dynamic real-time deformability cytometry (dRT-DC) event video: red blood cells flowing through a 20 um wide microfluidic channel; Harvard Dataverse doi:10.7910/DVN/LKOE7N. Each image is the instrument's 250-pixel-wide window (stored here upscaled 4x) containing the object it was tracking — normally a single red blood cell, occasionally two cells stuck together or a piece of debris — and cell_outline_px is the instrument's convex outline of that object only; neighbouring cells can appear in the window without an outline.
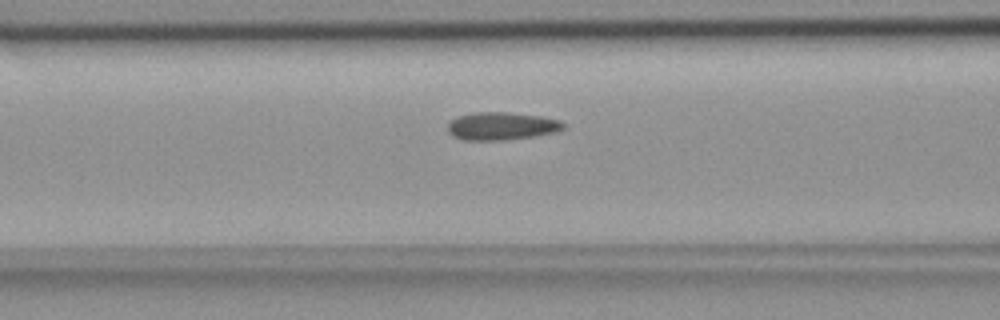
{"species": "common noctule bat (a hibernating species)", "species_latin": "Nyctalus noctula", "temperature_condition": "room temperature", "stored_images_in_passage": 34, "camera_frame_rate_fps": 3000, "um_per_image_px": 0.085, "animal": {"sex": "female", "body_mass_g": 18.4}, "frame": {"image": 1, "passage_image": 7, "time_ms": 2.0, "image_size_px": [1000, 320], "cell_outline_px": [[564, 128], [556, 132], [532, 136], [504, 140], [464, 140], [452, 136], [448, 132], [448, 124], [456, 116], [472, 112], [508, 112], [540, 116], [560, 120], [564, 124]], "centroid_in_image_um": [42.6, 10.71], "position_along_channel_um": 124.0, "area_um2": 18.79}}
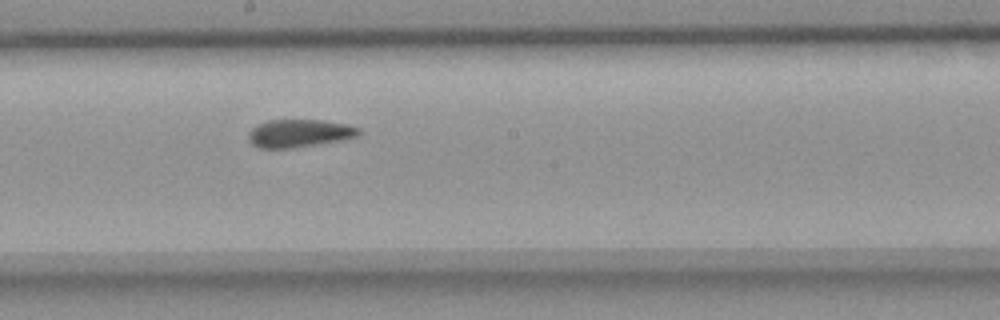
{"frame": {"image": 2, "passage_image": 15, "time_ms": 4.667, "image_size_px": [1000, 320], "cell_outline_px": [[360, 136], [348, 140], [292, 148], [260, 148], [252, 144], [248, 140], [248, 132], [256, 124], [268, 120], [320, 120], [348, 124], [360, 128]], "centroid_in_image_um": [25.48, 11.33], "position_along_channel_um": 222.7, "area_um2": 18.32}}
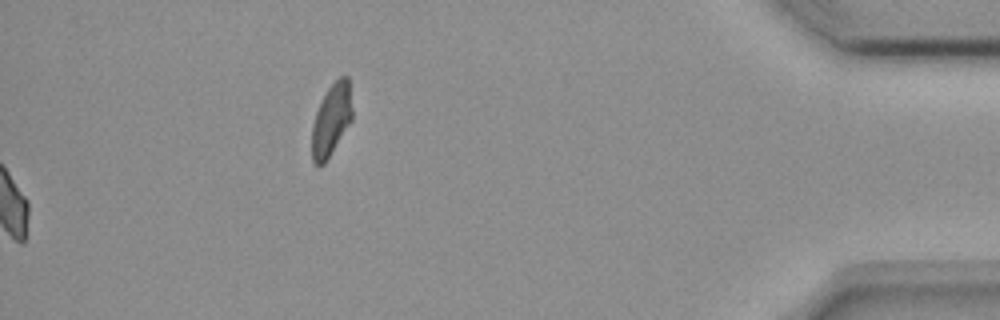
{"frame": {"image": 3, "passage_image": 34, "time_ms": 11.0, "image_size_px": [1000, 320], "cell_outline_px": [[352, 120], [324, 164], [316, 164], [312, 160], [312, 124], [316, 112], [328, 88], [340, 76], [348, 76], [352, 108]], "centroid_in_image_um": [28.17, 10.18], "position_along_channel_um": 407.0, "area_um2": 16.65}, "authors_computed_cell_mechanics": {"area_um2": 18.1492, "velocity_mm_per_s": 3.7138, "shape_relaxation_time_tau1_ms": null, "shape_relaxation_time_tau2_ms": 1.4328, "deformation_change_tau1": null, "deformation_change_tau2": 0.0747}}